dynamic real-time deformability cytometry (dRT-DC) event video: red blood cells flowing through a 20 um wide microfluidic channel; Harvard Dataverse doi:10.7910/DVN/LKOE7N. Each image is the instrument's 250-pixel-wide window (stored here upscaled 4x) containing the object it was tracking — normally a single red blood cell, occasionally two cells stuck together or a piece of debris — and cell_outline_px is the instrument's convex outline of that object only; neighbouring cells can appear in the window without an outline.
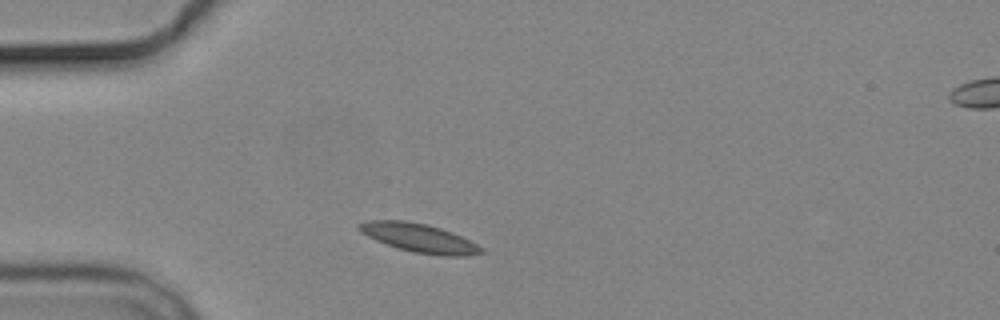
{"species": "common noctule bat (a hibernating species)", "species_latin": "Nyctalus noctula", "temperature_condition": "cold", "stored_images_in_passage": 2, "segment_of_instrument_passage": [1, 2], "camera_frame_rate_fps": 3000, "um_per_image_px": 0.085, "animal": {"sex": "male", "body_mass_g": 19.2, "forearm_length_mm": 51.8}, "frame": {"image": 1, "passage_image": 1, "time_ms": 0.0, "image_size_px": [1000, 320], "cell_outline_px": [[484, 252], [468, 256], [444, 256], [412, 252], [396, 248], [376, 240], [360, 232], [356, 228], [356, 224], [368, 220], [404, 220], [424, 224], [440, 228], [452, 232], [484, 248]], "centroid_in_image_um": [35.59, 20.23], "position_along_channel_um": 49.4, "area_um2": 20.46}}